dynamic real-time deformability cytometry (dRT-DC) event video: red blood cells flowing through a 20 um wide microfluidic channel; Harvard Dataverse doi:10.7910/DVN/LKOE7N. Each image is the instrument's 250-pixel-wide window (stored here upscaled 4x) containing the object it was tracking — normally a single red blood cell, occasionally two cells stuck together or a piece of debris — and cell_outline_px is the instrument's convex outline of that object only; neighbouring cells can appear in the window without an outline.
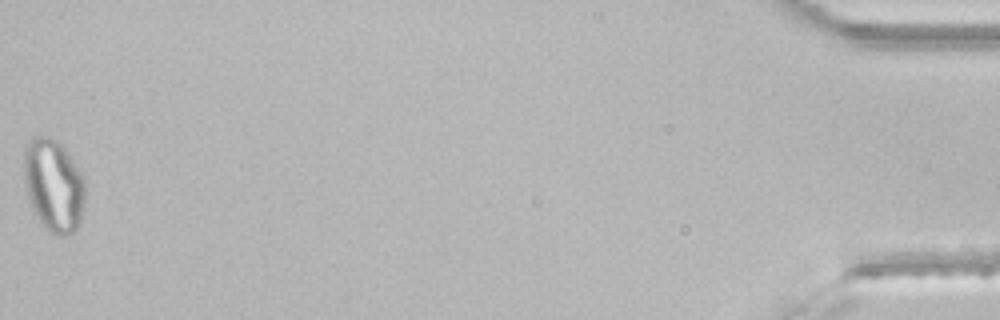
{"species": "common noctule bat (a hibernating species)", "species_latin": "Nyctalus noctula", "temperature_condition": "room temperature", "stored_images_in_passage": 47, "segment_of_instrument_passage": [3, 3], "camera_frame_rate_fps": 3000, "um_per_image_px": 0.085, "animal": {"sex": "male", "body_mass_g": 21.5, "forearm_length_mm": 52.0}, "frame": {"image": 1, "passage_image": 47, "time_ms": 15.333, "image_size_px": [1000, 320], "cell_outline_px": [[84, 204], [80, 224], [68, 236], [60, 236], [52, 232], [40, 220], [28, 196], [24, 176], [24, 152], [28, 144], [36, 136], [48, 136], [56, 140], [64, 148], [84, 176]], "centroid_in_image_um": [4.59, 15.74], "position_along_channel_um": 430.6, "area_um2": 32.43}}